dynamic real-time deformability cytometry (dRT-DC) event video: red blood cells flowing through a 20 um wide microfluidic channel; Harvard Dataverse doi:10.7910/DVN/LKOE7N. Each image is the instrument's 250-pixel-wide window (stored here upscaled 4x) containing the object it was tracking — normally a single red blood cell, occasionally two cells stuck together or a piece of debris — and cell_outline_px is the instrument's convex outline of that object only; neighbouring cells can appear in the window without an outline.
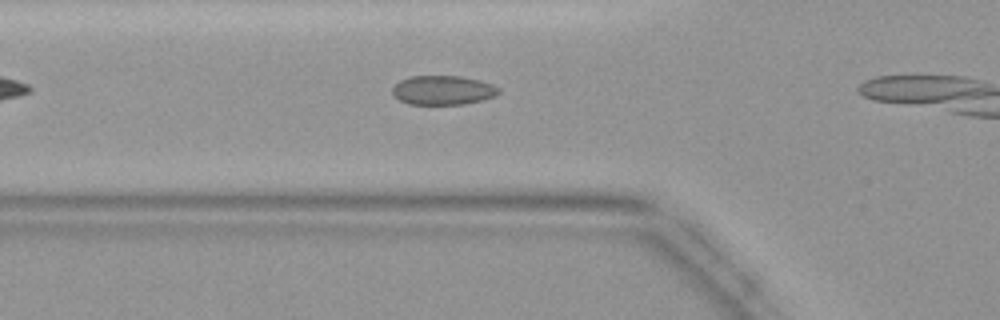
{"species": "common noctule bat (a hibernating species)", "species_latin": "Nyctalus noctula", "temperature_condition": "warm", "stored_images_in_passage": 8, "camera_frame_rate_fps": 3000, "um_per_image_px": 0.085, "animal": {"sex": "female", "body_mass_g": 19.9}, "frame": {"image": 1, "passage_image": 4, "time_ms": 1.0, "image_size_px": [1000, 320], "cell_outline_px": [[500, 92], [496, 96], [464, 104], [408, 104], [400, 100], [392, 92], [392, 88], [400, 80], [408, 76], [460, 76], [480, 80], [492, 84], [500, 88]], "centroid_in_image_um": [37.66, 7.66], "position_along_channel_um": 88.1, "area_um2": 18.09}}